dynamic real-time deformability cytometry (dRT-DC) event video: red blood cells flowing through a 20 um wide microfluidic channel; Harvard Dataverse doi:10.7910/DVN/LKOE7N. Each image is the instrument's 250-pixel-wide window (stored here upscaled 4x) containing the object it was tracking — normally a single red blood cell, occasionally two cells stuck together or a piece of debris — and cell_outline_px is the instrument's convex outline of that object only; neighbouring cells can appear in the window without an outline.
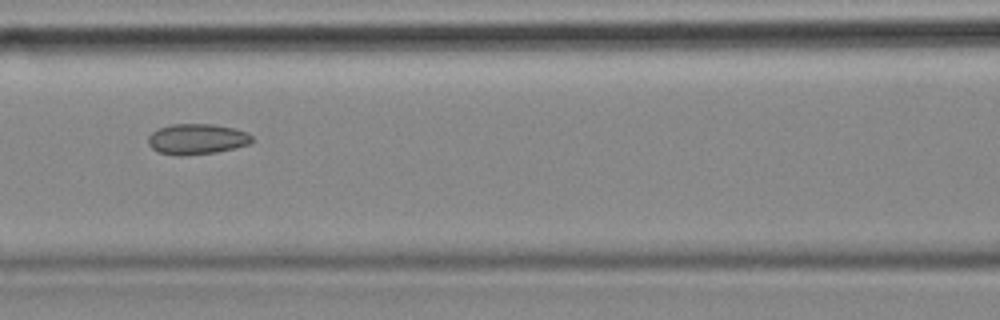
{"species": "common noctule bat (a hibernating species)", "species_latin": "Nyctalus noctula", "temperature_condition": "cold", "stored_images_in_passage": 8, "camera_frame_rate_fps": 3000, "um_per_image_px": 0.085, "animal": {"sex": "female", "body_mass_g": 18.4}, "frame": {"image": 1, "passage_image": 7, "time_ms": 2.0, "image_size_px": [1000, 320], "cell_outline_px": [[252, 140], [248, 144], [216, 152], [180, 156], [160, 152], [152, 148], [148, 144], [148, 136], [152, 132], [160, 128], [172, 124], [212, 124], [236, 128], [248, 132], [252, 136]], "centroid_in_image_um": [16.74, 11.81], "position_along_channel_um": 149.9, "area_um2": 18.38}}
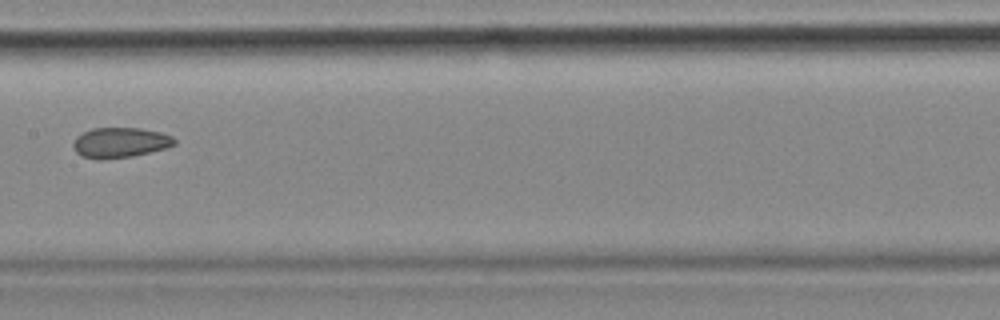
{"frame": {"image": 2, "passage_image": 8, "time_ms": 2.333, "image_size_px": [1000, 320], "cell_outline_px": [[176, 144], [168, 148], [132, 156], [80, 156], [76, 152], [72, 144], [76, 136], [92, 128], [140, 128], [160, 132], [172, 136], [176, 140]], "centroid_in_image_um": [10.27, 12.07], "position_along_channel_um": 197.1, "area_um2": 17.22}}